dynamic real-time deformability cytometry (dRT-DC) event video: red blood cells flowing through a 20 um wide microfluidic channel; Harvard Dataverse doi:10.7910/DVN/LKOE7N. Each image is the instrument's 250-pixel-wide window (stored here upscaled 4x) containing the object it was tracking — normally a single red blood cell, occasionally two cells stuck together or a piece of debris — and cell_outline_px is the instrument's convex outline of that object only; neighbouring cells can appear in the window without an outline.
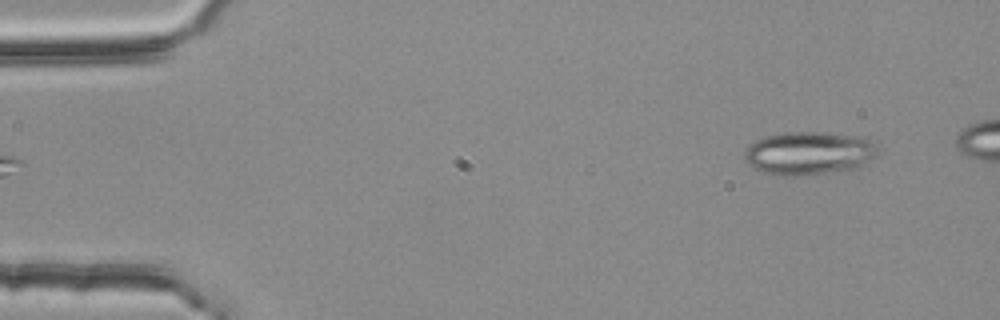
{"species": "common noctule bat (a hibernating species)", "species_latin": "Nyctalus noctula", "temperature_condition": "room temperature", "stored_images_in_passage": 4, "camera_frame_rate_fps": 3000, "um_per_image_px": 0.085, "animal": {"sex": "female", "body_mass_g": 25.1}, "frame": {"image": 1, "passage_image": 4, "time_ms": 1.0, "image_size_px": [1000, 320], "cell_outline_px": [[876, 156], [852, 168], [824, 172], [788, 176], [780, 176], [764, 172], [748, 164], [744, 160], [744, 152], [756, 140], [768, 136], [784, 132], [824, 132], [864, 136], [872, 140], [876, 144]], "centroid_in_image_um": [68.75, 12.99], "position_along_channel_um": 16.3, "area_um2": 33.06}}